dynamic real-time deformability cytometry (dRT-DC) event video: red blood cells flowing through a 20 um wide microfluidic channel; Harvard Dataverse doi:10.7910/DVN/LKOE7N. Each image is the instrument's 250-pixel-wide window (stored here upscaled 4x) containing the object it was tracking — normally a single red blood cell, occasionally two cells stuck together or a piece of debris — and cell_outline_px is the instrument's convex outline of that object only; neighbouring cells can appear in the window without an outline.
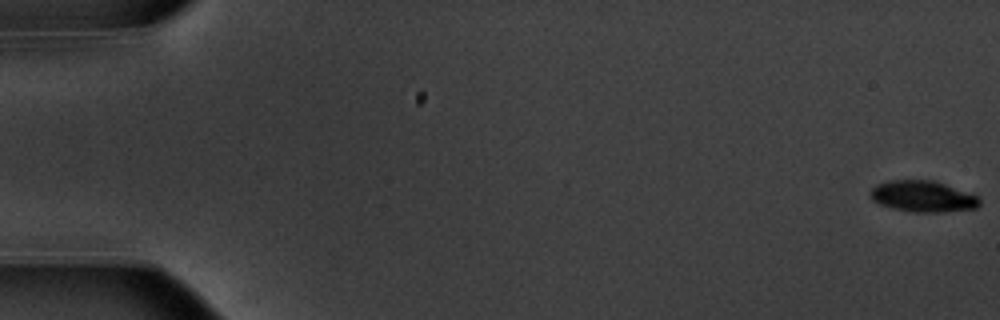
{"species": "common noctule bat (a hibernating species)", "species_latin": "Nyctalus noctula", "temperature_condition": "warm", "stored_images_in_passage": 55, "camera_frame_rate_fps": 3000, "um_per_image_px": 0.085, "animal": {"sex": "male", "body_mass_g": 20.1, "forearm_length_mm": 53.5}, "frame": {"image": 1, "passage_image": 1, "time_ms": 0.0, "image_size_px": [1000, 320], "cell_outline_px": [[980, 204], [976, 208], [944, 212], [912, 212], [892, 208], [880, 204], [872, 200], [872, 188], [876, 184], [888, 180], [932, 180], [972, 192], [980, 200]], "centroid_in_image_um": [78.47, 16.69], "position_along_channel_um": 6.5, "area_um2": 19.94}}
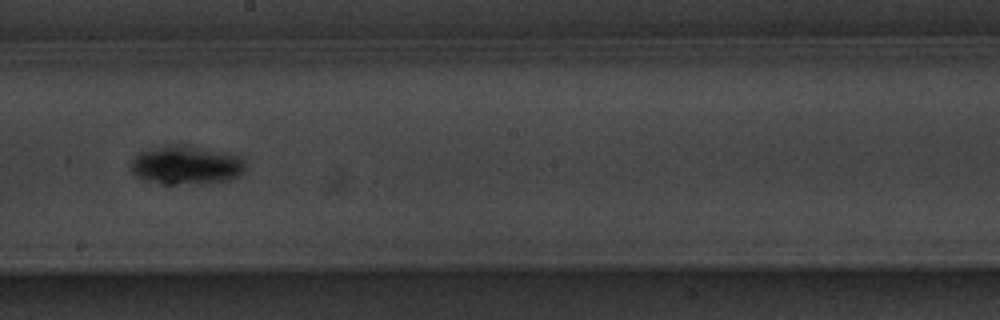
{"frame": {"image": 2, "passage_image": 32, "time_ms": 10.333, "image_size_px": [1000, 320], "cell_outline_px": [[244, 168], [236, 176], [228, 180], [204, 184], [160, 184], [144, 180], [136, 176], [132, 172], [132, 160], [140, 152], [152, 148], [168, 144], [188, 144], [236, 156], [244, 160]], "centroid_in_image_um": [15.77, 14.04], "position_along_channel_um": 232.4, "area_um2": 25.78}}
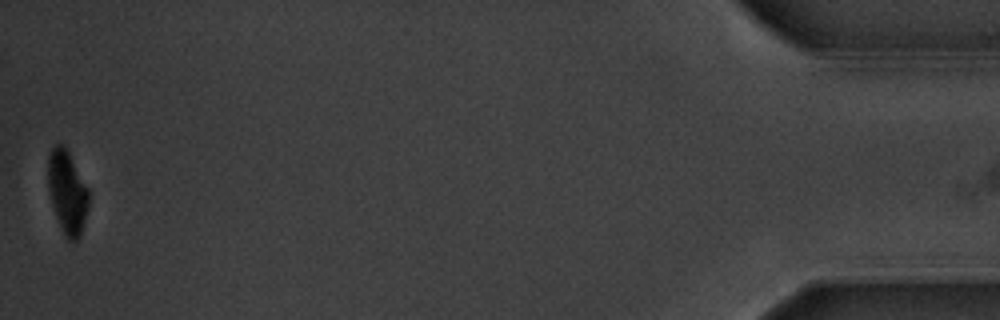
{"frame": {"image": 3, "passage_image": 55, "time_ms": 18.0, "image_size_px": [1000, 320], "cell_outline_px": [[88, 208], [80, 236], [76, 240], [68, 240], [56, 216], [48, 192], [48, 156], [52, 148], [56, 144], [64, 144], [88, 188]], "centroid_in_image_um": [5.71, 16.3], "position_along_channel_um": 429.5, "area_um2": 19.42}, "authors_computed_cell_mechanics": {"area_um2": 21.9062, "velocity_mm_per_s": 3.7409, "shape_relaxation_time_tau1_ms": 2.5366, "shape_relaxation_time_tau2_ms": null, "deformation_change_tau1": 0.1726, "deformation_change_tau2": null}}